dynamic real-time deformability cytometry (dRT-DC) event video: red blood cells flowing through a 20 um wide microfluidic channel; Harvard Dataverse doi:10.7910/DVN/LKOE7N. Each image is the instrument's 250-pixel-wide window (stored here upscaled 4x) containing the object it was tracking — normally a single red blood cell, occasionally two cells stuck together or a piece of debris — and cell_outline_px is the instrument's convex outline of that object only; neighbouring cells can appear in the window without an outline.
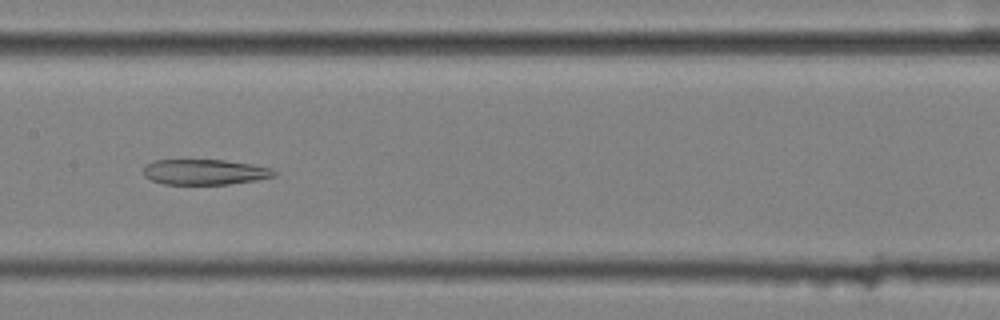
{"species": "common noctule bat (a hibernating species)", "species_latin": "Nyctalus noctula", "temperature_condition": "cold", "stored_images_in_passage": 47, "camera_frame_rate_fps": 3000, "um_per_image_px": 0.085, "animal": {"sex": "female", "body_mass_g": 25.1}, "frame": {"image": 1, "passage_image": 19, "time_ms": 6.0, "image_size_px": [1000, 320], "cell_outline_px": [[276, 176], [256, 180], [228, 184], [164, 184], [152, 180], [144, 176], [144, 168], [148, 164], [156, 160], [224, 160], [252, 164], [272, 168], [276, 172]], "centroid_in_image_um": [17.44, 14.62], "position_along_channel_um": 190.0, "area_um2": 19.25}}
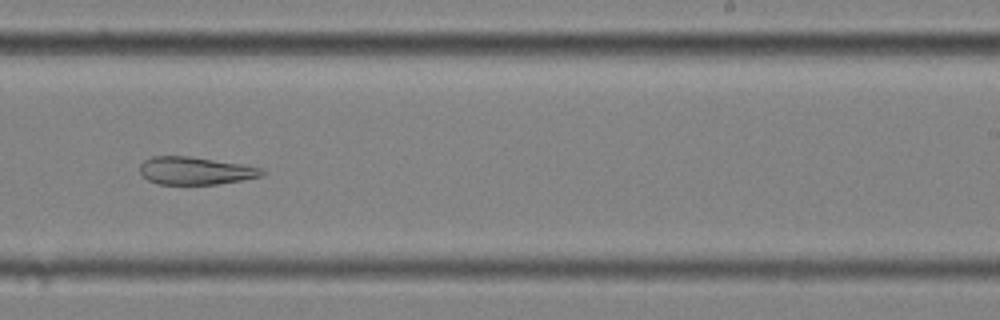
{"frame": {"image": 2, "passage_image": 26, "time_ms": 8.333, "image_size_px": [1000, 320], "cell_outline_px": [[268, 172], [264, 176], [216, 184], [156, 184], [148, 180], [140, 172], [140, 164], [144, 160], [152, 156], [188, 156], [240, 164], [260, 168]], "centroid_in_image_um": [16.6, 14.51], "position_along_channel_um": 272.4, "area_um2": 19.59}}
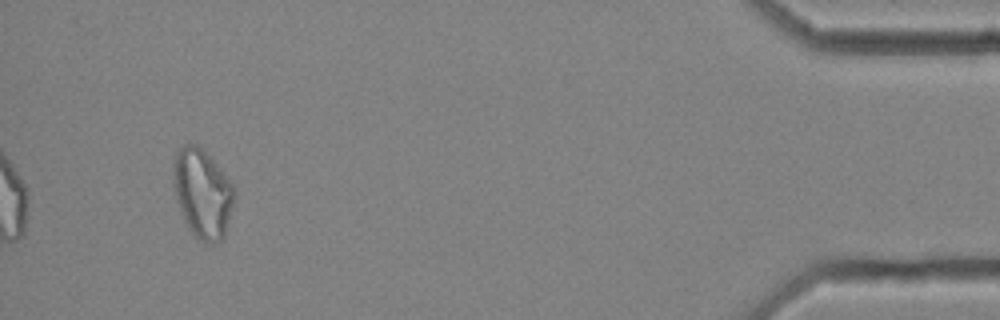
{"frame": {"image": 3, "passage_image": 44, "time_ms": 14.333, "image_size_px": [1000, 320], "cell_outline_px": [[236, 196], [224, 236], [216, 244], [204, 244], [192, 236], [184, 220], [176, 200], [172, 180], [172, 156], [184, 144], [196, 144], [220, 168], [236, 188]], "centroid_in_image_um": [17.19, 16.47], "position_along_channel_um": 418.0, "area_um2": 32.25}, "authors_computed_cell_mechanics": {"area_um2": 26.299, "velocity_mm_per_s": 3.5376, "shape_relaxation_time_tau1_ms": null, "shape_relaxation_time_tau2_ms": 11.0439, "deformation_change_tau1": null, "deformation_change_tau2": 0.242}}